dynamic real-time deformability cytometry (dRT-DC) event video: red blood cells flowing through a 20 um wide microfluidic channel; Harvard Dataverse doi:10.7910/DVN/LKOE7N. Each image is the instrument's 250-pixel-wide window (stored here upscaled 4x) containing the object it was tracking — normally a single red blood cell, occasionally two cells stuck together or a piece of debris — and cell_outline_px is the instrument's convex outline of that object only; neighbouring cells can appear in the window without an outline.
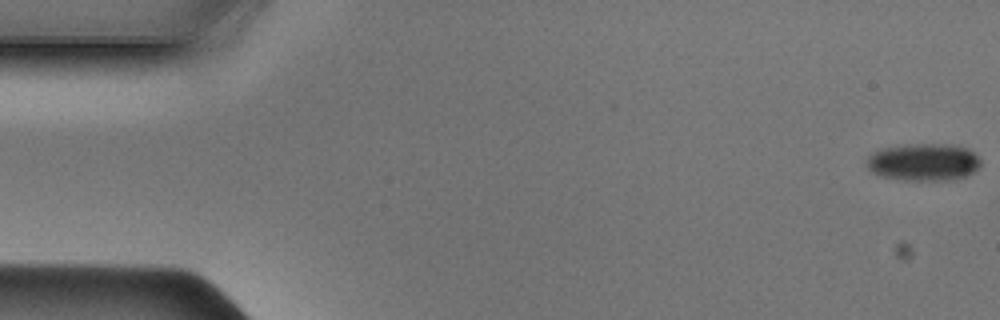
{"species": "Egyptian fruit bat (a non-hibernating species)", "species_latin": "Rousettus aegyptiacus", "temperature_condition": "cold", "stored_images_in_passage": 48, "camera_frame_rate_fps": 3000, "um_per_image_px": 0.085, "animal": {"sex": "male"}, "frame": {"image": 1, "passage_image": 1, "time_ms": 0.0, "image_size_px": [1000, 320], "cell_outline_px": [[980, 168], [976, 172], [968, 176], [952, 180], [904, 180], [880, 176], [872, 172], [864, 164], [868, 156], [872, 152], [880, 148], [904, 144], [952, 144], [968, 148], [980, 160]], "centroid_in_image_um": [78.49, 13.78], "position_along_channel_um": 6.5, "area_um2": 25.37}}
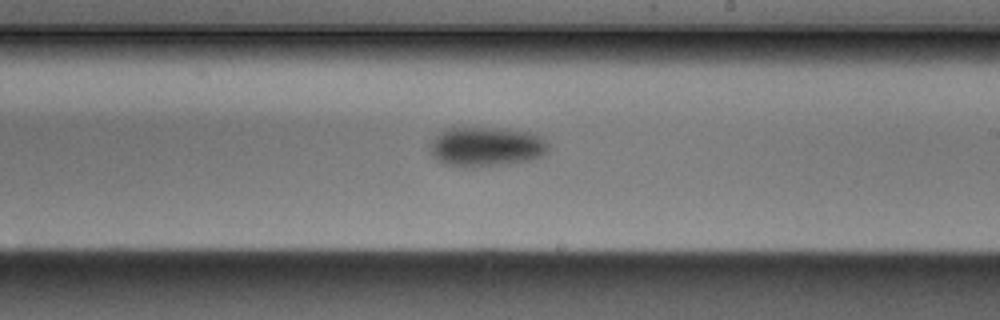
{"frame": {"image": 2, "passage_image": 28, "time_ms": 9.0, "image_size_px": [1000, 320], "cell_outline_px": [[552, 148], [548, 152], [532, 160], [512, 164], [476, 168], [464, 168], [444, 164], [436, 160], [428, 152], [432, 140], [440, 132], [452, 128], [492, 128], [528, 132], [540, 136], [552, 144]], "centroid_in_image_um": [41.35, 12.52], "position_along_channel_um": 247.6, "area_um2": 27.98}}
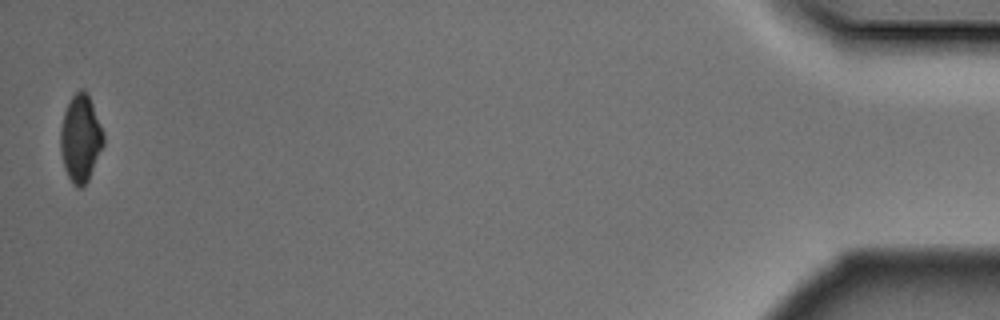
{"frame": {"image": 3, "passage_image": 48, "time_ms": 15.667, "image_size_px": [1000, 320], "cell_outline_px": [[104, 144], [88, 180], [80, 188], [76, 188], [72, 184], [64, 168], [60, 152], [60, 132], [64, 112], [72, 96], [76, 92], [84, 88], [92, 104], [100, 124], [104, 136]], "centroid_in_image_um": [6.83, 11.8], "position_along_channel_um": 428.4, "area_um2": 21.62}}